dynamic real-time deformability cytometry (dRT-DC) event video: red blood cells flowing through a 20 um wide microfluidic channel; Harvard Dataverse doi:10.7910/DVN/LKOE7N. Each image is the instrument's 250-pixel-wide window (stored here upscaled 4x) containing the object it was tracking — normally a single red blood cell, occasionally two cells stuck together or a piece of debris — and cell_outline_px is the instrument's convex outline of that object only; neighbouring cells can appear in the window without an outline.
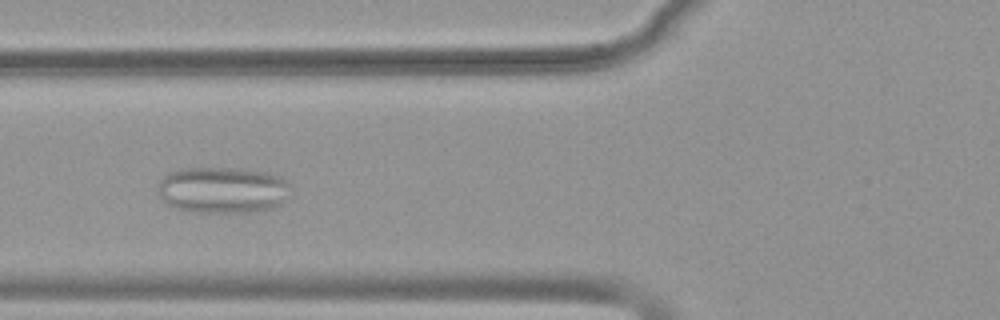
{"species": "common noctule bat (a hibernating species)", "species_latin": "Nyctalus noctula", "temperature_condition": "warm", "stored_images_in_passage": 40, "camera_frame_rate_fps": 3000, "um_per_image_px": 0.085, "animal": {"sex": "female", "body_mass_g": 19.9}, "frame": {"image": 1, "passage_image": 7, "time_ms": 2.0, "image_size_px": [1000, 320], "cell_outline_px": [[292, 188], [280, 204], [276, 208], [248, 212], [200, 212], [176, 208], [168, 204], [160, 196], [160, 180], [168, 172], [180, 168], [240, 168], [268, 172], [284, 180]], "centroid_in_image_um": [18.94, 16.14], "position_along_channel_um": 106.9, "area_um2": 35.72}}
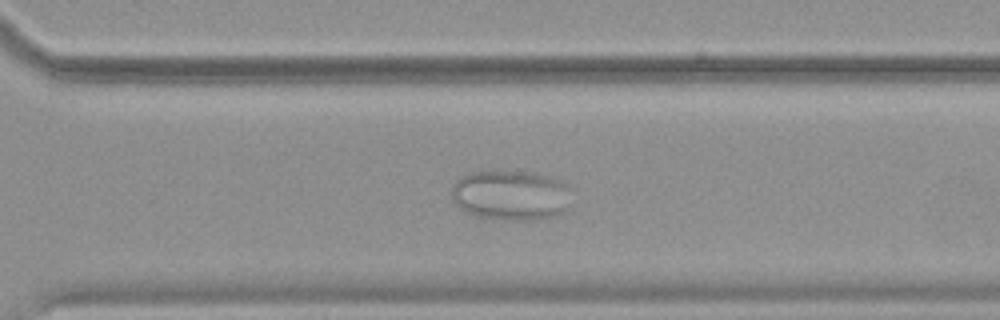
{"frame": {"image": 2, "passage_image": 25, "time_ms": 8.0, "image_size_px": [1000, 320], "cell_outline_px": [[572, 208], [556, 216], [544, 220], [508, 220], [480, 216], [468, 212], [460, 208], [452, 200], [452, 184], [460, 176], [468, 172], [496, 168], [536, 172], [552, 176], [572, 184]], "centroid_in_image_um": [43.53, 16.54], "position_along_channel_um": 327.1, "area_um2": 37.11}}
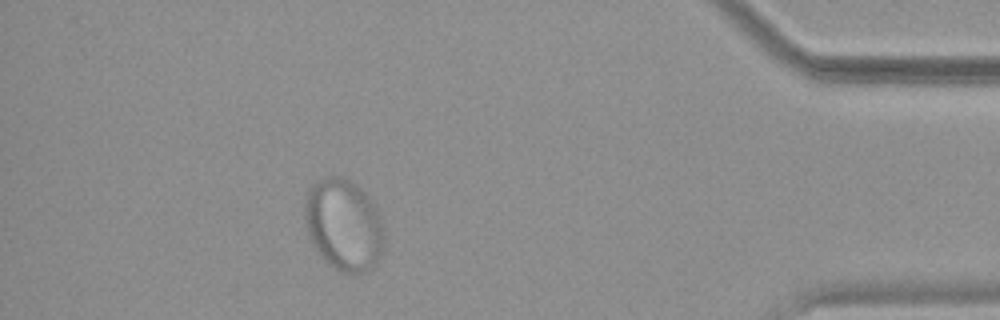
{"frame": {"image": 3, "passage_image": 35, "time_ms": 11.333, "image_size_px": [1000, 320], "cell_outline_px": [[384, 248], [376, 264], [372, 268], [356, 276], [352, 276], [340, 272], [328, 264], [316, 248], [308, 232], [304, 212], [304, 204], [308, 188], [316, 180], [324, 176], [340, 176], [356, 184], [372, 200], [384, 224]], "centroid_in_image_um": [29.24, 19.12], "position_along_channel_um": 406.0, "area_um2": 43.06}}